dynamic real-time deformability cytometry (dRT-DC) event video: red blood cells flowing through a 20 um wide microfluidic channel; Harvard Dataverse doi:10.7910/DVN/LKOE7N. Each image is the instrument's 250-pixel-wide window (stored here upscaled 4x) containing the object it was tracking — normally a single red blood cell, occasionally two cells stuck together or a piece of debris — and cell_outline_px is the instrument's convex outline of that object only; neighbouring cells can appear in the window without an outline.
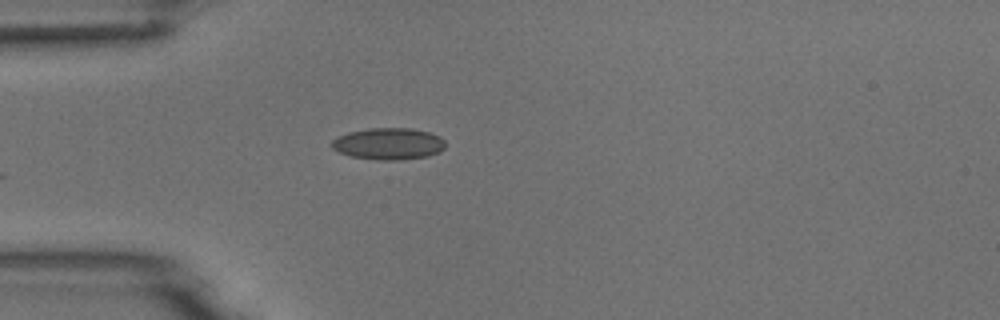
{"species": "common noctule bat (a hibernating species)", "species_latin": "Nyctalus noctula", "temperature_condition": "room temperature", "stored_images_in_passage": 4, "camera_frame_rate_fps": 3000, "um_per_image_px": 0.085, "animal": {"sex": "male", "body_mass_g": 18.8}, "frame": {"image": 1, "passage_image": 4, "time_ms": 4.0, "image_size_px": [1000, 320], "cell_outline_px": [[444, 148], [440, 152], [428, 156], [404, 160], [376, 160], [352, 156], [340, 152], [332, 148], [332, 140], [348, 132], [368, 128], [412, 128], [428, 132], [440, 136], [444, 140]], "centroid_in_image_um": [33.05, 12.22], "position_along_channel_um": 51.9, "area_um2": 21.04}}